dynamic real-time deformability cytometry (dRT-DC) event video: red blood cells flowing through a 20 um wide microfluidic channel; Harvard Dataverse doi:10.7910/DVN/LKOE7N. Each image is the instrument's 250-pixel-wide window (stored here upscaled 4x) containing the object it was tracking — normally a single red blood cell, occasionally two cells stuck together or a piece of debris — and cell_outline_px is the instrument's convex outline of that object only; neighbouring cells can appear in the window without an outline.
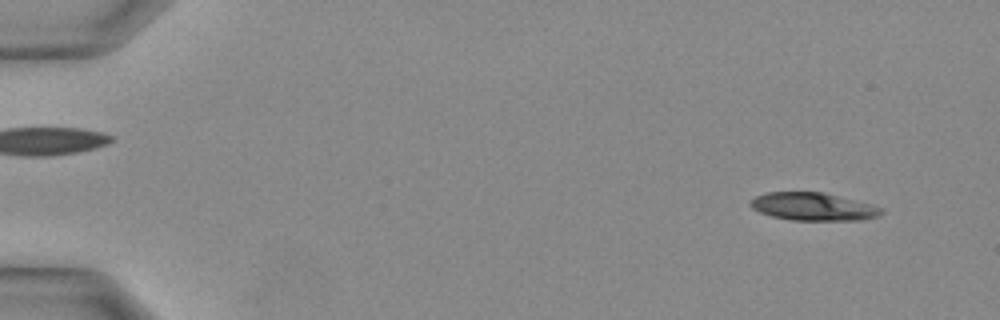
{"species": "Egyptian fruit bat (a non-hibernating species)", "species_latin": "Rousettus aegyptiacus", "temperature_condition": "warm", "stored_images_in_passage": 34, "segment_of_instrument_passage": [1, 2], "camera_frame_rate_fps": 3000, "um_per_image_px": 0.085, "animal": {"sex": "female"}, "frame": {"image": 1, "passage_image": 2, "time_ms": 0.333, "image_size_px": [1000, 320], "cell_outline_px": [[884, 212], [880, 216], [860, 220], [792, 220], [772, 216], [760, 212], [752, 208], [748, 204], [748, 200], [756, 196], [768, 192], [824, 192], [872, 204], [884, 208]], "centroid_in_image_um": [69.14, 17.56], "position_along_channel_um": 15.9, "area_um2": 21.44}}
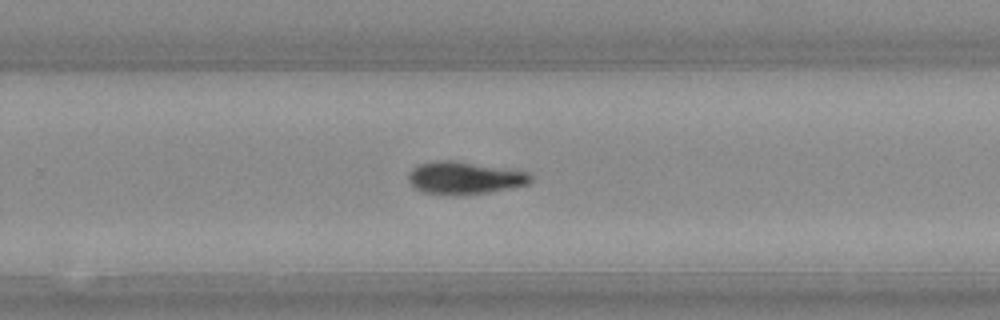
{"frame": {"image": 2, "passage_image": 22, "time_ms": 7.0, "image_size_px": [1000, 320], "cell_outline_px": [[532, 180], [528, 184], [488, 192], [464, 196], [448, 196], [424, 192], [416, 188], [408, 180], [408, 172], [412, 168], [420, 164], [468, 164], [528, 172], [532, 176]], "centroid_in_image_um": [39.49, 15.22], "position_along_channel_um": 290.3, "area_um2": 21.91}}
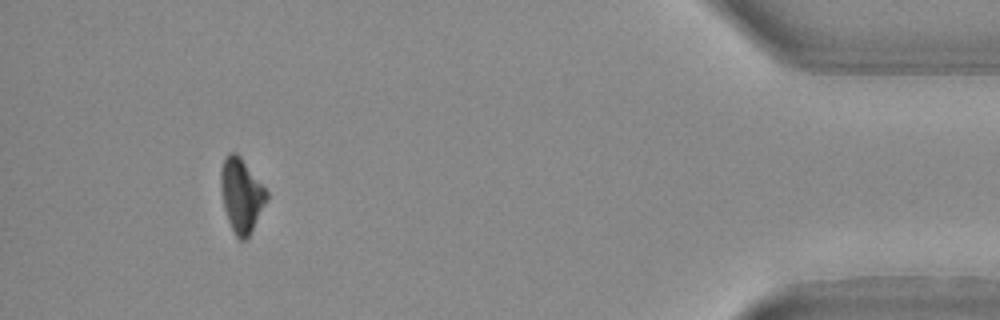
{"frame": {"image": 3, "passage_image": 31, "time_ms": 10.0, "image_size_px": [1000, 320], "cell_outline_px": [[268, 200], [248, 236], [244, 240], [240, 240], [236, 236], [228, 220], [224, 208], [220, 188], [220, 172], [224, 160], [228, 152], [236, 152], [240, 156], [268, 192]], "centroid_in_image_um": [20.51, 16.57], "position_along_channel_um": 414.7, "area_um2": 19.54}}